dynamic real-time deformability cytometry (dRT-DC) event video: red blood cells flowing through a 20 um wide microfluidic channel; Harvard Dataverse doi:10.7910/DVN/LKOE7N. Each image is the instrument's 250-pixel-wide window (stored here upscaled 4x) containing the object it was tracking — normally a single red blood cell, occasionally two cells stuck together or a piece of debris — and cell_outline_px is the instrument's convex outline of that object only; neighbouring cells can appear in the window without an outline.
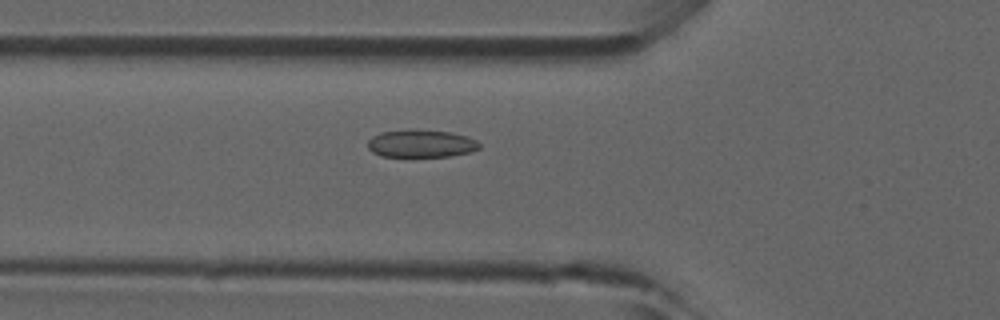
{"species": "common noctule bat (a hibernating species)", "species_latin": "Nyctalus noctula", "temperature_condition": "room temperature", "stored_images_in_passage": 41, "camera_frame_rate_fps": 3000, "um_per_image_px": 0.085, "animal": {"sex": "male", "forearm_length_mm": 52.5}, "frame": {"image": 1, "passage_image": 12, "time_ms": 3.667, "image_size_px": [1000, 320], "cell_outline_px": [[480, 148], [472, 152], [448, 156], [380, 156], [372, 152], [368, 148], [368, 140], [372, 136], [380, 132], [408, 128], [412, 128], [452, 132], [468, 136], [476, 140], [480, 144]], "centroid_in_image_um": [35.79, 12.18], "position_along_channel_um": 90.0, "area_um2": 18.38}}
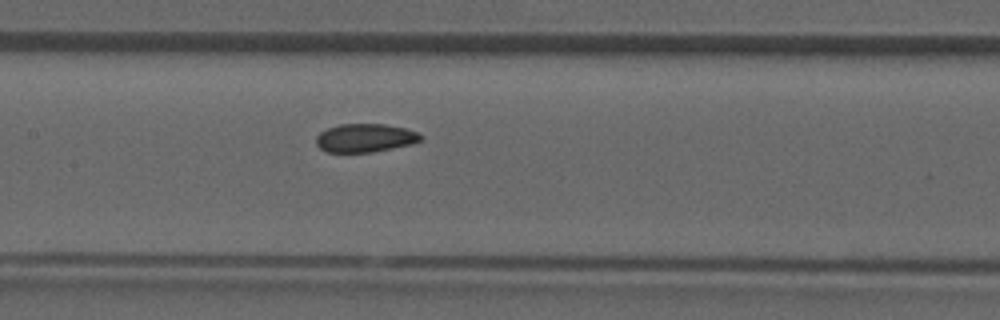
{"frame": {"image": 2, "passage_image": 18, "time_ms": 5.667, "image_size_px": [1000, 320], "cell_outline_px": [[424, 136], [420, 140], [412, 144], [372, 152], [328, 152], [320, 148], [316, 144], [316, 136], [320, 132], [328, 128], [340, 124], [384, 124], [404, 128], [416, 132]], "centroid_in_image_um": [31.02, 11.72], "position_along_channel_um": 176.4, "area_um2": 17.22}}